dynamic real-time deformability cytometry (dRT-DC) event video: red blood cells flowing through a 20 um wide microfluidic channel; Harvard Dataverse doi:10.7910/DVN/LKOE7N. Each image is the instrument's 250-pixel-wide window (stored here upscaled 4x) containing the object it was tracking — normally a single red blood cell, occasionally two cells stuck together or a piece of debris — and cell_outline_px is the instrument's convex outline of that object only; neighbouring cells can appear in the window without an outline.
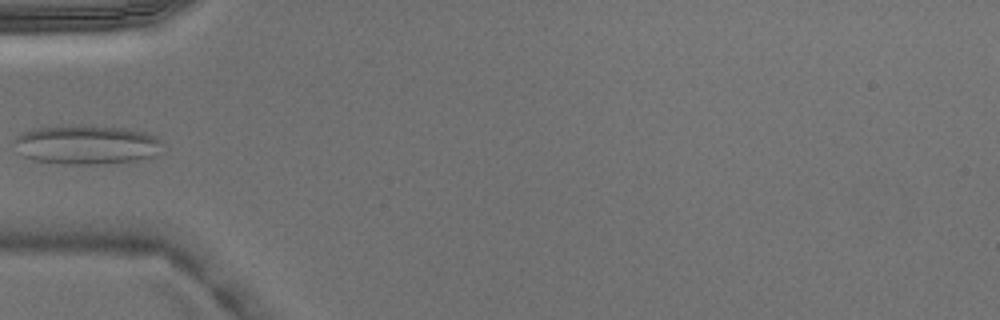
{"species": "Egyptian fruit bat (a non-hibernating species)", "species_latin": "Rousettus aegyptiacus", "temperature_condition": "warm", "stored_images_in_passage": 5, "camera_frame_rate_fps": 3000, "um_per_image_px": 0.085, "animal": {"sex": "male"}, "frame": {"image": 1, "passage_image": 5, "time_ms": 1.333, "image_size_px": [1000, 320], "cell_outline_px": [[160, 144], [156, 156], [136, 160], [92, 164], [68, 164], [36, 160], [24, 156], [12, 140], [16, 136], [24, 132], [36, 128], [124, 128], [144, 132], [156, 136], [160, 140]], "centroid_in_image_um": [7.37, 12.34], "position_along_channel_um": 77.6, "area_um2": 32.31}}